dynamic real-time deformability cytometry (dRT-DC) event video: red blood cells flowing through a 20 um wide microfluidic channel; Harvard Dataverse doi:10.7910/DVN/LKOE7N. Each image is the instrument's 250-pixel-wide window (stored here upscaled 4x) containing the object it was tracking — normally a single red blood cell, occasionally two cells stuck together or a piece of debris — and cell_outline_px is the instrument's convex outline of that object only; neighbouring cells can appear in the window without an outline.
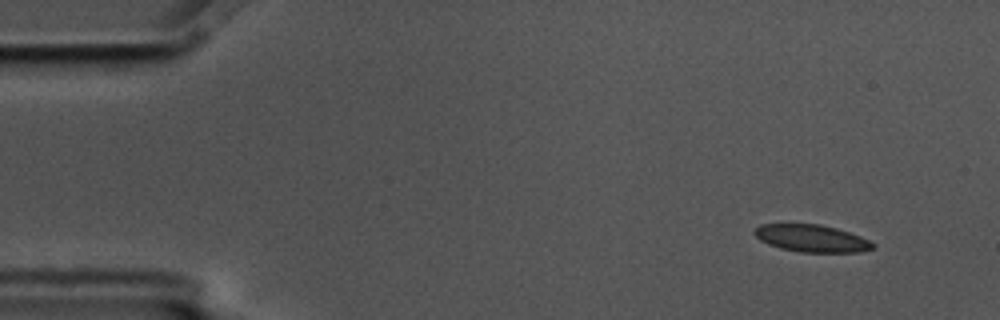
{"species": "common noctule bat (a hibernating species)", "species_latin": "Nyctalus noctula", "temperature_condition": "cold", "stored_images_in_passage": 9, "camera_frame_rate_fps": 3000, "um_per_image_px": 0.085, "animal": {"sex": "male", "body_mass_g": 17.5, "forearm_length_mm": 52.3}, "frame": {"image": 1, "passage_image": 1, "time_ms": 0.0, "image_size_px": [1000, 320], "cell_outline_px": [[876, 248], [860, 252], [800, 252], [780, 248], [768, 244], [760, 240], [752, 232], [760, 224], [820, 224], [836, 228], [860, 236], [876, 244]], "centroid_in_image_um": [69.0, 20.26], "position_along_channel_um": 16.0, "area_um2": 18.84}}
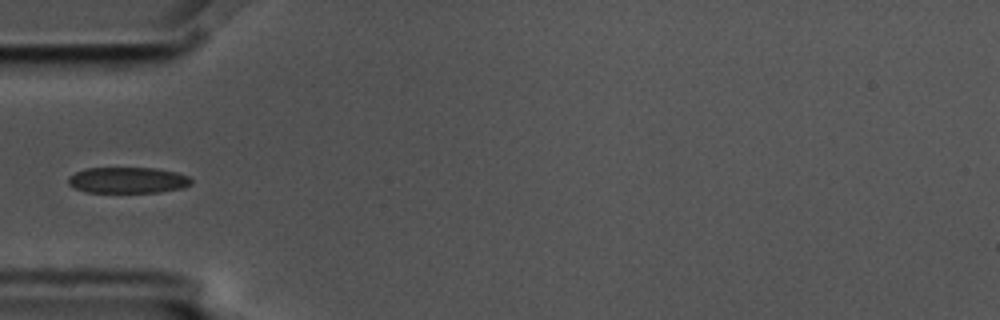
{"frame": {"image": 2, "passage_image": 4, "time_ms": 1.0, "image_size_px": [1000, 320], "cell_outline_px": [[192, 184], [180, 188], [160, 192], [84, 192], [68, 184], [68, 176], [84, 168], [156, 168], [176, 172], [188, 176], [192, 180]], "centroid_in_image_um": [10.84, 15.31], "position_along_channel_um": 74.2, "area_um2": 18.67}}